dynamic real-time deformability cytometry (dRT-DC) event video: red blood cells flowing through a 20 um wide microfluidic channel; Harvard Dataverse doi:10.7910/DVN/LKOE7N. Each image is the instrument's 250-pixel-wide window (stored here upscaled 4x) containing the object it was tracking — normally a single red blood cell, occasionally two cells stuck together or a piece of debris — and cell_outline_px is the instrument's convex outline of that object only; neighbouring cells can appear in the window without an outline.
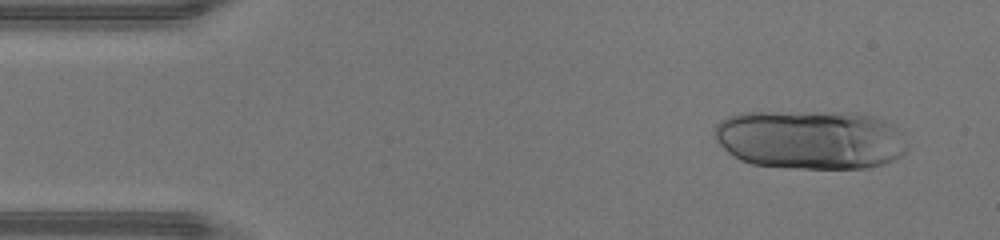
{"species": "human", "species_latin": "Homo sapiens", "temperature_condition": "warm", "stored_images_in_passage": 25, "segment_of_instrument_passage": [1, 2], "camera_frame_rate_fps": 3000, "um_per_image_px": 0.085, "donor": {"sex": "male"}, "frame": {"image": 1, "passage_image": 3, "time_ms": 0.667, "image_size_px": [1000, 240], "cell_outline_px": [[908, 152], [884, 164], [868, 168], [788, 168], [752, 164], [740, 160], [732, 156], [716, 140], [716, 124], [720, 120], [728, 116], [740, 112], [852, 112], [872, 116], [884, 120], [896, 128], [908, 148]], "centroid_in_image_um": [68.87, 11.86], "position_along_channel_um": 16.1, "area_um2": 66.87}}
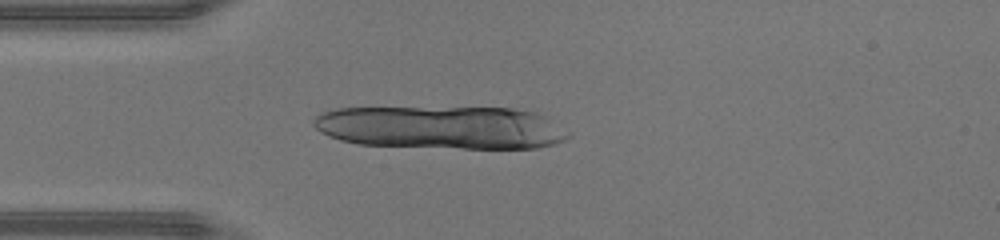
{"frame": {"image": 2, "passage_image": 11, "time_ms": 3.333, "image_size_px": [1000, 240], "cell_outline_px": [[572, 136], [556, 144], [536, 148], [464, 148], [360, 144], [340, 140], [328, 136], [320, 132], [312, 124], [312, 120], [316, 116], [324, 112], [336, 108], [512, 108], [536, 112], [544, 116]], "centroid_in_image_um": [37.5, 10.83], "position_along_channel_um": 47.5, "area_um2": 63.58}}